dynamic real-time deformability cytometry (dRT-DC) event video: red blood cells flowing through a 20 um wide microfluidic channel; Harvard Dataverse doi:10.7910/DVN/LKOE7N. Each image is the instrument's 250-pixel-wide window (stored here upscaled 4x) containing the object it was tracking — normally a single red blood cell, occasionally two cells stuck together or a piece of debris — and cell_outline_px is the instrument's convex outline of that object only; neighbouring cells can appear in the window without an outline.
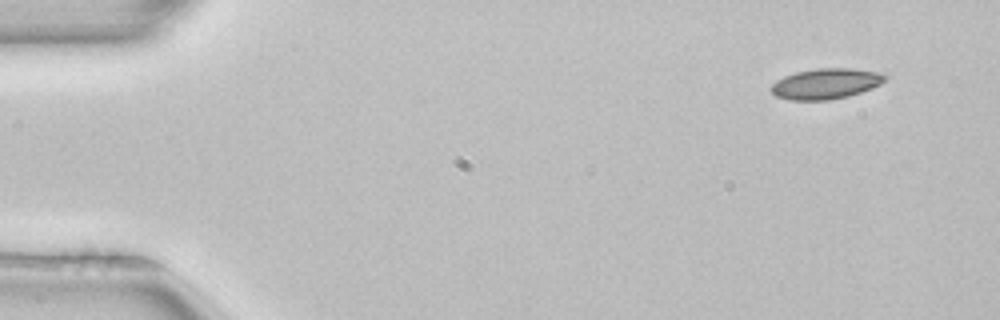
{"species": "common noctule bat (a hibernating species)", "species_latin": "Nyctalus noctula", "temperature_condition": "room temperature", "stored_images_in_passage": 5, "camera_frame_rate_fps": 3000, "um_per_image_px": 0.085, "animal": {"sex": "female", "body_mass_g": 22.7, "forearm_length_mm": 54.2}, "frame": {"image": 1, "passage_image": 1, "time_ms": 0.0, "image_size_px": [1000, 320], "cell_outline_px": [[888, 76], [880, 84], [872, 88], [848, 96], [828, 100], [788, 100], [776, 96], [768, 88], [776, 80], [784, 76], [796, 72], [816, 68], [852, 68], [880, 72]], "centroid_in_image_um": [70.17, 7.11], "position_along_channel_um": 14.8, "area_um2": 20.4}}
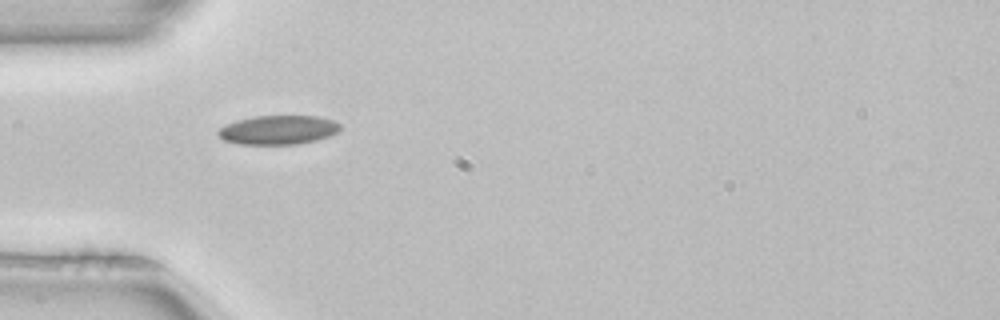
{"frame": {"image": 2, "passage_image": 4, "time_ms": 1.0, "image_size_px": [1000, 320], "cell_outline_px": [[340, 128], [336, 132], [328, 136], [316, 140], [300, 144], [240, 144], [224, 140], [216, 132], [220, 128], [236, 120], [252, 116], [316, 116], [332, 120], [340, 124]], "centroid_in_image_um": [23.63, 11.04], "position_along_channel_um": 61.4, "area_um2": 20.52}}